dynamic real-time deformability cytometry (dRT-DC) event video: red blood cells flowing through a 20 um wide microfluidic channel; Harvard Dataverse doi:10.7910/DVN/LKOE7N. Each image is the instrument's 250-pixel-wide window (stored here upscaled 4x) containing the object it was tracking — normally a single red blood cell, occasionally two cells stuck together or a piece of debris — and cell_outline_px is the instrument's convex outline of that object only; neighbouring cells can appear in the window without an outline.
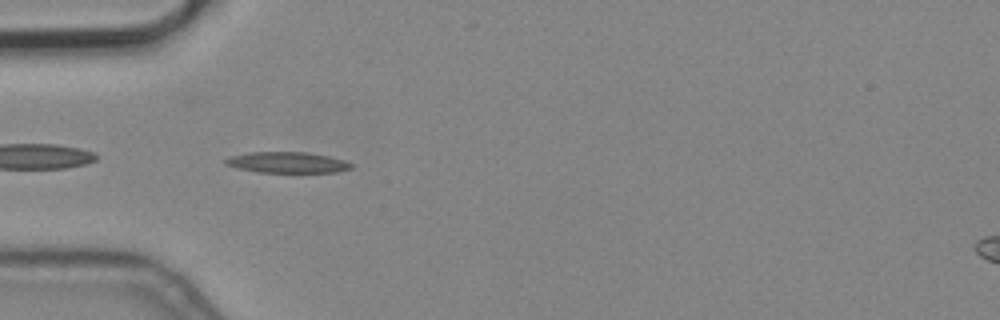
{"species": "common noctule bat (a hibernating species)", "species_latin": "Nyctalus noctula", "temperature_condition": "cold", "stored_images_in_passage": 6, "camera_frame_rate_fps": 3000, "um_per_image_px": 0.085, "animal": {"sex": "male", "body_mass_g": 19.2, "forearm_length_mm": 51.8}, "frame": {"image": 1, "passage_image": 5, "time_ms": 1.333, "image_size_px": [1000, 320], "cell_outline_px": [[352, 168], [336, 172], [256, 172], [236, 168], [224, 164], [224, 160], [232, 156], [252, 152], [304, 152], [328, 156], [344, 160], [352, 164]], "centroid_in_image_um": [24.4, 13.81], "position_along_channel_um": 60.6, "area_um2": 15.2}}